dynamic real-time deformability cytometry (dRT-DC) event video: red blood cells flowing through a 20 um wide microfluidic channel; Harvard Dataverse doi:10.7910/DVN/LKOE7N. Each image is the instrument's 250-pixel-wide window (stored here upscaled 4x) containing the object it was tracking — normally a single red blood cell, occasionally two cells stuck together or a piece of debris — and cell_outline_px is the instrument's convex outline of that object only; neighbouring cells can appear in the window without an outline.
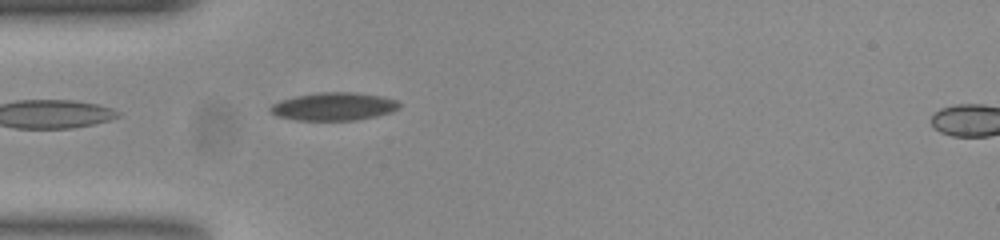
{"species": "common noctule bat (a hibernating species)", "species_latin": "Nyctalus noctula", "temperature_condition": "room temperature", "stored_images_in_passage": 41, "camera_frame_rate_fps": 3000, "um_per_image_px": 0.085, "animal": {"sex": "female", "body_mass_g": 23.0, "forearm_length_mm": 53.4}, "frame": {"image": 1, "passage_image": 2, "time_ms": 0.333, "image_size_px": [1000, 240], "cell_outline_px": [[400, 108], [392, 112], [376, 116], [356, 120], [296, 120], [276, 116], [268, 108], [272, 104], [280, 100], [296, 96], [320, 92], [352, 92], [380, 96], [396, 100], [400, 104]], "centroid_in_image_um": [28.36, 9.05], "position_along_channel_um": 56.6, "area_um2": 20.98}}
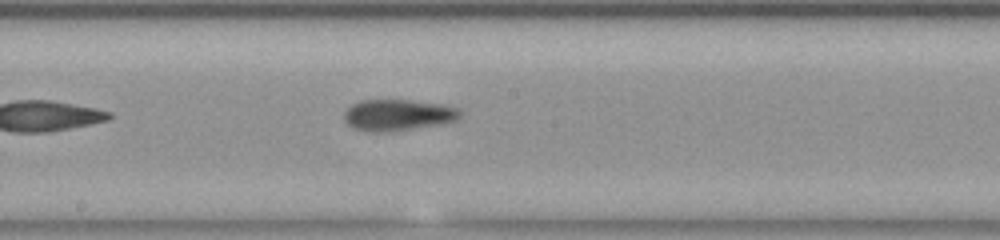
{"frame": {"image": 2, "passage_image": 15, "time_ms": 4.667, "image_size_px": [1000, 240], "cell_outline_px": [[460, 116], [456, 120], [444, 124], [384, 132], [368, 132], [352, 128], [344, 120], [344, 112], [352, 104], [360, 100], [412, 100], [444, 104], [460, 108]], "centroid_in_image_um": [33.83, 9.77], "position_along_channel_um": 214.4, "area_um2": 21.39}}
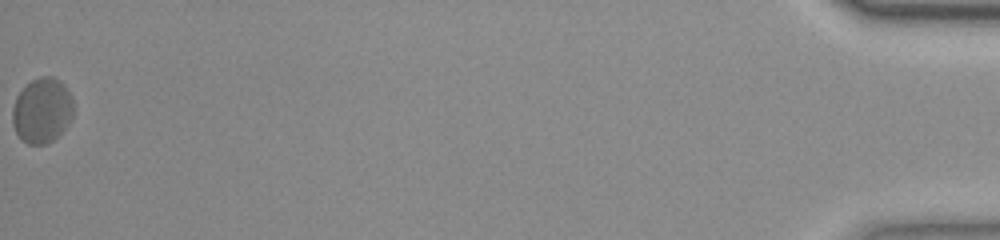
{"frame": {"image": 3, "passage_image": 41, "time_ms": 13.333, "image_size_px": [1000, 240], "cell_outline_px": [[72, 120], [48, 144], [28, 144], [16, 132], [12, 124], [12, 108], [16, 96], [32, 80], [40, 76], [52, 76], [60, 80], [64, 84], [72, 96]], "centroid_in_image_um": [3.57, 9.37], "position_along_channel_um": 431.6, "area_um2": 23.06}, "authors_computed_cell_mechanics": {"area_um2": 20.9814, "velocity_mm_per_s": 3.7286, "shape_relaxation_time_tau1_ms": null, "shape_relaxation_time_tau2_ms": 3.7867, "deformation_change_tau1": null, "deformation_change_tau2": 0.0834}}